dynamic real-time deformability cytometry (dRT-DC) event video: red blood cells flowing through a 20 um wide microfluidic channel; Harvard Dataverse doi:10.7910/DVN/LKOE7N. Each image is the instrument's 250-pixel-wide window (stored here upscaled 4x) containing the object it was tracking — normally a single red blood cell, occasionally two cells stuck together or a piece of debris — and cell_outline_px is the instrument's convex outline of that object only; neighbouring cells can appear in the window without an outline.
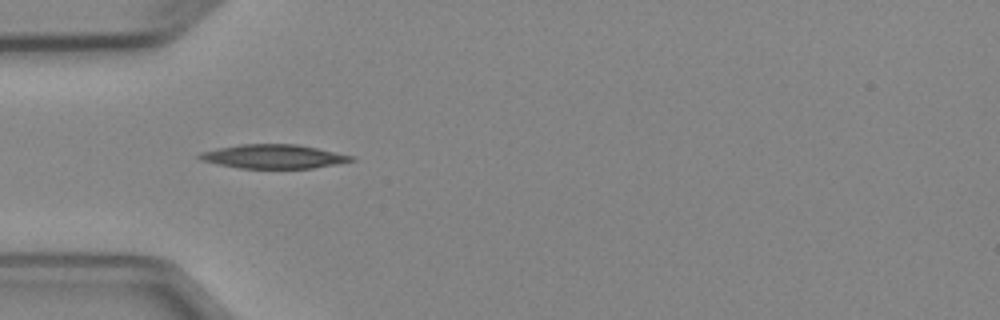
{"species": "Egyptian fruit bat (a non-hibernating species)", "species_latin": "Rousettus aegyptiacus", "temperature_condition": "cold", "stored_images_in_passage": 5, "camera_frame_rate_fps": 3000, "um_per_image_px": 0.085, "animal": {"sex": "female"}, "frame": {"image": 1, "passage_image": 4, "time_ms": 3.667, "image_size_px": [1000, 320], "cell_outline_px": [[356, 160], [336, 164], [312, 168], [240, 168], [220, 164], [204, 160], [196, 156], [200, 152], [240, 144], [296, 144], [356, 156]], "centroid_in_image_um": [23.31, 13.3], "position_along_channel_um": 61.7, "area_um2": 20.92}}
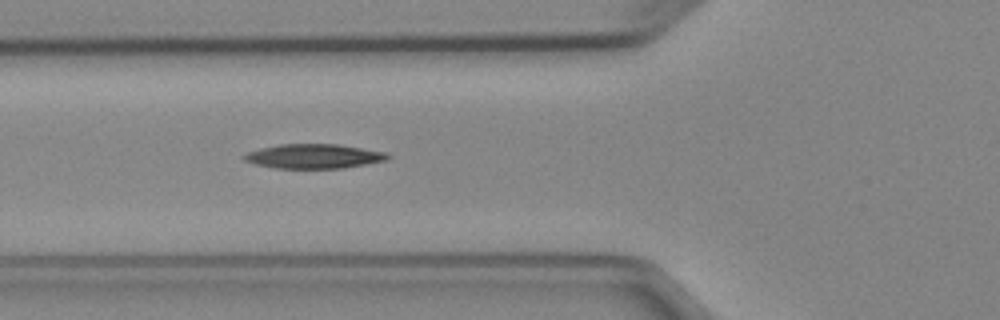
{"frame": {"image": 2, "passage_image": 5, "time_ms": 4.667, "image_size_px": [1000, 320], "cell_outline_px": [[392, 156], [388, 160], [344, 168], [272, 168], [256, 164], [244, 160], [240, 156], [248, 152], [260, 148], [280, 144], [336, 144], [388, 152]], "centroid_in_image_um": [26.69, 13.28], "position_along_channel_um": 99.1, "area_um2": 20.58}}